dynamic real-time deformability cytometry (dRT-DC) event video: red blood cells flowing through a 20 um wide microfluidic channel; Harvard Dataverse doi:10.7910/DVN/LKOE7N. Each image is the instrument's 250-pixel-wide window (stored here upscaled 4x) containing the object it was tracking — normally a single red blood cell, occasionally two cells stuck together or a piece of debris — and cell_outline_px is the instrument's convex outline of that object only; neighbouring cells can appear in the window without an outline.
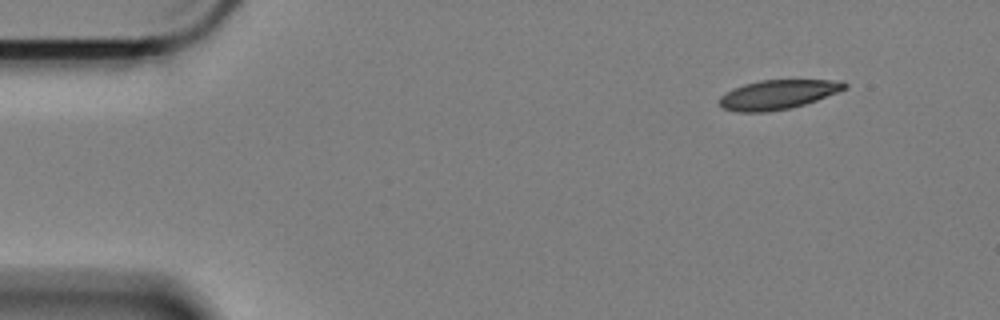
{"species": "Egyptian fruit bat (a non-hibernating species)", "species_latin": "Rousettus aegyptiacus", "temperature_condition": "cold", "stored_images_in_passage": 6, "camera_frame_rate_fps": 3000, "um_per_image_px": 0.085, "animal": {"sex": "female"}, "frame": {"image": 1, "passage_image": 1, "time_ms": 0.0, "image_size_px": [1000, 320], "cell_outline_px": [[848, 88], [816, 100], [792, 108], [768, 112], [736, 112], [724, 108], [720, 104], [720, 96], [732, 88], [744, 84], [760, 80], [840, 80], [848, 84]], "centroid_in_image_um": [66.12, 8.03], "position_along_channel_um": 18.9, "area_um2": 21.44}}